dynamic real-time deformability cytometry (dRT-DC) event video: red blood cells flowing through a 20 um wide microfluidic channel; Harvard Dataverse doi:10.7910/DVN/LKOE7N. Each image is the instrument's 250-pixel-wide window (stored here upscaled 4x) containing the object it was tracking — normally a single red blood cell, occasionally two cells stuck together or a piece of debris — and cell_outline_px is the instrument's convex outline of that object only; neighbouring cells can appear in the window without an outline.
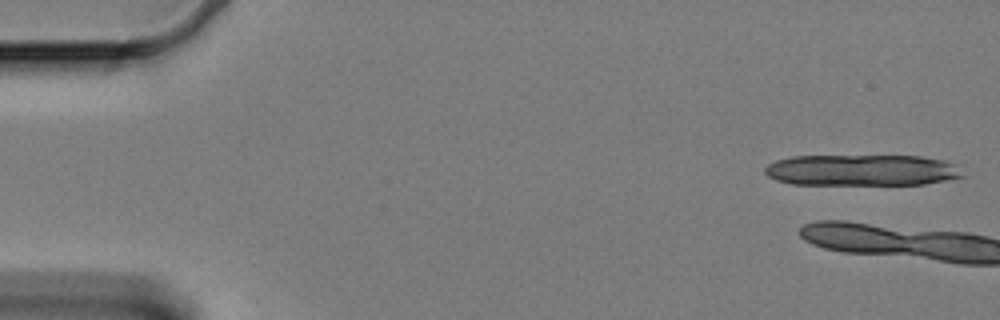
{"species": "Egyptian fruit bat (a non-hibernating species)", "species_latin": "Rousettus aegyptiacus", "temperature_condition": "cold", "stored_images_in_passage": 14, "camera_frame_rate_fps": 3000, "um_per_image_px": 0.085, "animal": {"sex": "female"}, "frame": {"image": 1, "passage_image": 1, "time_ms": 0.0, "image_size_px": [1000, 320], "cell_outline_px": [[964, 176], [924, 184], [792, 184], [776, 180], [768, 176], [764, 172], [764, 168], [768, 164], [776, 160], [792, 156], [920, 156], [944, 160], [956, 164]], "centroid_in_image_um": [73.23, 14.46], "position_along_channel_um": 11.8, "area_um2": 35.89}}